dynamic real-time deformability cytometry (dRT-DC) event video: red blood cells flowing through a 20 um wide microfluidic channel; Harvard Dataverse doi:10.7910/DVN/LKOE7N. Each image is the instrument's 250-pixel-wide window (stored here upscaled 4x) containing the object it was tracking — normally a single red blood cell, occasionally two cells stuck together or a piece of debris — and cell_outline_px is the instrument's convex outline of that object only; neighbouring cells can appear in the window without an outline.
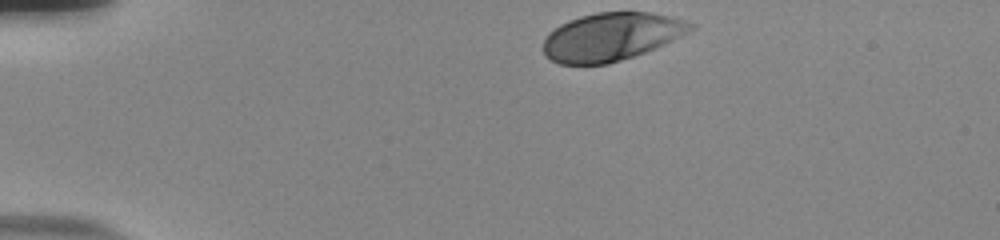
{"species": "human", "species_latin": "Homo sapiens", "temperature_condition": "room temperature", "stored_images_in_passage": 37, "camera_frame_rate_fps": 3000, "um_per_image_px": 0.085, "donor": {"sex": "male"}, "frame": {"image": 1, "passage_image": 1, "time_ms": 0.0, "image_size_px": [1000, 240], "cell_outline_px": [[696, 28], [664, 44], [644, 52], [608, 64], [560, 64], [544, 56], [544, 40], [548, 32], [560, 24], [568, 20], [580, 16], [596, 12], [652, 12], [684, 20], [696, 24]], "centroid_in_image_um": [51.94, 3.11], "position_along_channel_um": 33.1, "area_um2": 41.1}}
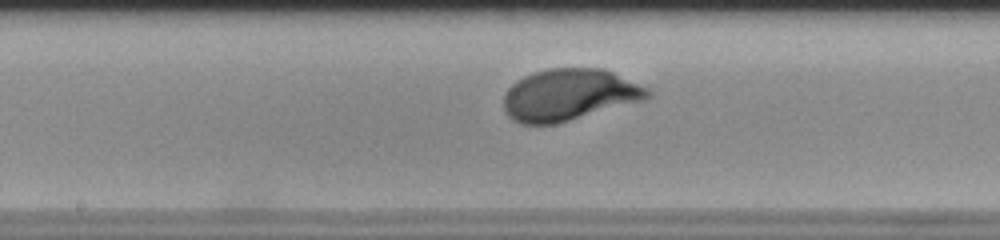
{"frame": {"image": 2, "passage_image": 20, "time_ms": 6.333, "image_size_px": [1000, 240], "cell_outline_px": [[652, 96], [644, 100], [556, 124], [520, 124], [512, 120], [504, 112], [504, 96], [508, 88], [512, 84], [524, 76], [548, 68], [604, 68], [648, 88], [652, 92]], "centroid_in_image_um": [48.37, 8.06], "position_along_channel_um": 199.8, "area_um2": 43.41}}
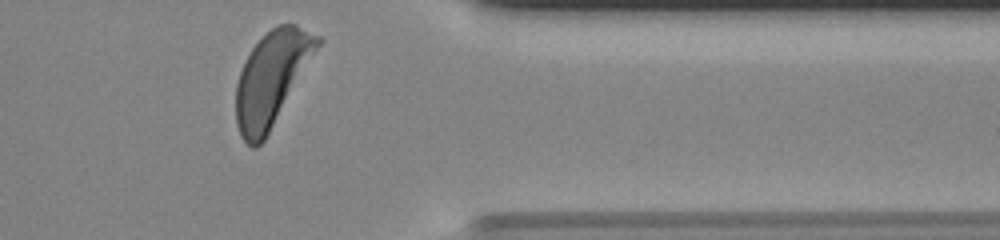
{"frame": {"image": 3, "passage_image": 36, "time_ms": 11.667, "image_size_px": [1000, 240], "cell_outline_px": [[324, 40], [264, 140], [256, 148], [252, 148], [240, 136], [236, 124], [236, 84], [240, 72], [252, 48], [272, 28], [280, 24], [296, 24], [320, 36]], "centroid_in_image_um": [23.11, 6.67], "position_along_channel_um": 388.3, "area_um2": 44.16}, "authors_computed_cell_mechanics": {"area_um2": 42.2518, "velocity_mm_per_s": 3.7119, "shape_relaxation_time_tau1_ms": 2.6098, "shape_relaxation_time_tau2_ms": null, "deformation_change_tau1": 0.1585, "deformation_change_tau2": null}}